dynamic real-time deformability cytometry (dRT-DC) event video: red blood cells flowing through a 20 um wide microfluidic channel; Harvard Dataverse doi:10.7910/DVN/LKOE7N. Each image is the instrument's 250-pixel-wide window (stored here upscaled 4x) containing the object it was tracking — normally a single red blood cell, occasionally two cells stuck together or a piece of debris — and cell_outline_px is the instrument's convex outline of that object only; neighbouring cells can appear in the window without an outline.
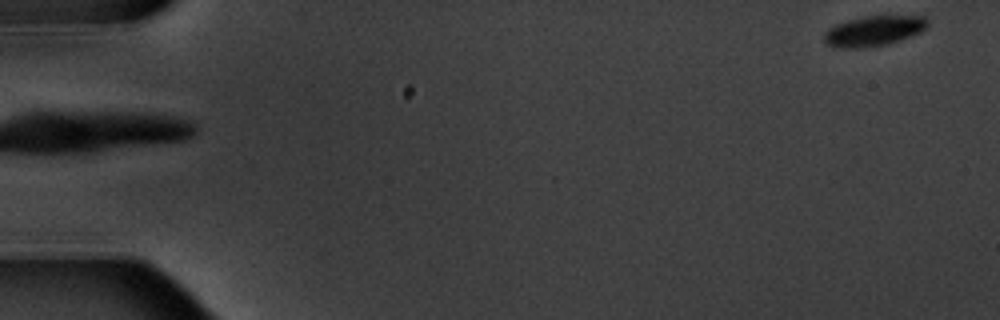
{"species": "common noctule bat (a hibernating species)", "species_latin": "Nyctalus noctula", "temperature_condition": "warm", "stored_images_in_passage": 6, "camera_frame_rate_fps": 3000, "um_per_image_px": 0.085, "animal": {"sex": "male", "body_mass_g": 20.1, "forearm_length_mm": 53.5}, "frame": {"image": 1, "passage_image": 6, "time_ms": 6.667, "image_size_px": [1000, 320], "cell_outline_px": [[928, 24], [920, 32], [900, 40], [888, 44], [860, 48], [836, 48], [824, 44], [824, 32], [828, 28], [836, 24], [848, 20], [864, 16], [924, 16], [928, 20]], "centroid_in_image_um": [74.21, 2.64], "position_along_channel_um": 10.8, "area_um2": 18.26}}